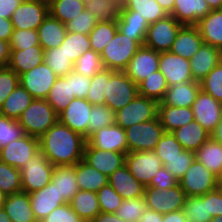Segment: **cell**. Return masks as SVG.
<instances>
[{
	"instance_id": "cell-39",
	"label": "cell",
	"mask_w": 222,
	"mask_h": 222,
	"mask_svg": "<svg viewBox=\"0 0 222 222\" xmlns=\"http://www.w3.org/2000/svg\"><path fill=\"white\" fill-rule=\"evenodd\" d=\"M121 2V7L136 11V14L144 17L149 25L169 15L155 0H121Z\"/></svg>"
},
{
	"instance_id": "cell-79",
	"label": "cell",
	"mask_w": 222,
	"mask_h": 222,
	"mask_svg": "<svg viewBox=\"0 0 222 222\" xmlns=\"http://www.w3.org/2000/svg\"><path fill=\"white\" fill-rule=\"evenodd\" d=\"M217 189L219 190V192H220L221 195H222V186H218Z\"/></svg>"
},
{
	"instance_id": "cell-49",
	"label": "cell",
	"mask_w": 222,
	"mask_h": 222,
	"mask_svg": "<svg viewBox=\"0 0 222 222\" xmlns=\"http://www.w3.org/2000/svg\"><path fill=\"white\" fill-rule=\"evenodd\" d=\"M103 69L104 66L100 54L92 49L86 51L74 63V71L90 79Z\"/></svg>"
},
{
	"instance_id": "cell-54",
	"label": "cell",
	"mask_w": 222,
	"mask_h": 222,
	"mask_svg": "<svg viewBox=\"0 0 222 222\" xmlns=\"http://www.w3.org/2000/svg\"><path fill=\"white\" fill-rule=\"evenodd\" d=\"M24 128L12 118L0 114V150L10 142L26 136Z\"/></svg>"
},
{
	"instance_id": "cell-43",
	"label": "cell",
	"mask_w": 222,
	"mask_h": 222,
	"mask_svg": "<svg viewBox=\"0 0 222 222\" xmlns=\"http://www.w3.org/2000/svg\"><path fill=\"white\" fill-rule=\"evenodd\" d=\"M117 30L116 22H97L89 33L91 49L101 54L106 45L113 39Z\"/></svg>"
},
{
	"instance_id": "cell-25",
	"label": "cell",
	"mask_w": 222,
	"mask_h": 222,
	"mask_svg": "<svg viewBox=\"0 0 222 222\" xmlns=\"http://www.w3.org/2000/svg\"><path fill=\"white\" fill-rule=\"evenodd\" d=\"M210 11L205 0H175L170 15L182 25L196 26Z\"/></svg>"
},
{
	"instance_id": "cell-22",
	"label": "cell",
	"mask_w": 222,
	"mask_h": 222,
	"mask_svg": "<svg viewBox=\"0 0 222 222\" xmlns=\"http://www.w3.org/2000/svg\"><path fill=\"white\" fill-rule=\"evenodd\" d=\"M189 61L194 81L200 82L222 61V50L203 43Z\"/></svg>"
},
{
	"instance_id": "cell-40",
	"label": "cell",
	"mask_w": 222,
	"mask_h": 222,
	"mask_svg": "<svg viewBox=\"0 0 222 222\" xmlns=\"http://www.w3.org/2000/svg\"><path fill=\"white\" fill-rule=\"evenodd\" d=\"M121 0H85V10L97 17L98 22H117Z\"/></svg>"
},
{
	"instance_id": "cell-57",
	"label": "cell",
	"mask_w": 222,
	"mask_h": 222,
	"mask_svg": "<svg viewBox=\"0 0 222 222\" xmlns=\"http://www.w3.org/2000/svg\"><path fill=\"white\" fill-rule=\"evenodd\" d=\"M96 194L100 210L104 213H115L123 200L110 184L103 186Z\"/></svg>"
},
{
	"instance_id": "cell-62",
	"label": "cell",
	"mask_w": 222,
	"mask_h": 222,
	"mask_svg": "<svg viewBox=\"0 0 222 222\" xmlns=\"http://www.w3.org/2000/svg\"><path fill=\"white\" fill-rule=\"evenodd\" d=\"M40 222H84L71 208L69 203H64L55 208L49 215Z\"/></svg>"
},
{
	"instance_id": "cell-24",
	"label": "cell",
	"mask_w": 222,
	"mask_h": 222,
	"mask_svg": "<svg viewBox=\"0 0 222 222\" xmlns=\"http://www.w3.org/2000/svg\"><path fill=\"white\" fill-rule=\"evenodd\" d=\"M116 23L119 32L127 37L133 38L140 46H143L149 27L144 17L137 15L136 11L121 7Z\"/></svg>"
},
{
	"instance_id": "cell-10",
	"label": "cell",
	"mask_w": 222,
	"mask_h": 222,
	"mask_svg": "<svg viewBox=\"0 0 222 222\" xmlns=\"http://www.w3.org/2000/svg\"><path fill=\"white\" fill-rule=\"evenodd\" d=\"M179 184L187 197L201 196L218 187V178L195 159L179 181Z\"/></svg>"
},
{
	"instance_id": "cell-28",
	"label": "cell",
	"mask_w": 222,
	"mask_h": 222,
	"mask_svg": "<svg viewBox=\"0 0 222 222\" xmlns=\"http://www.w3.org/2000/svg\"><path fill=\"white\" fill-rule=\"evenodd\" d=\"M3 209L12 222H38L31 208L29 194L24 191L7 195Z\"/></svg>"
},
{
	"instance_id": "cell-34",
	"label": "cell",
	"mask_w": 222,
	"mask_h": 222,
	"mask_svg": "<svg viewBox=\"0 0 222 222\" xmlns=\"http://www.w3.org/2000/svg\"><path fill=\"white\" fill-rule=\"evenodd\" d=\"M157 117L165 132H173L194 120L191 107H173L169 105H158Z\"/></svg>"
},
{
	"instance_id": "cell-21",
	"label": "cell",
	"mask_w": 222,
	"mask_h": 222,
	"mask_svg": "<svg viewBox=\"0 0 222 222\" xmlns=\"http://www.w3.org/2000/svg\"><path fill=\"white\" fill-rule=\"evenodd\" d=\"M29 197L32 211L38 222L65 203L62 197H59L52 181L42 189L30 193Z\"/></svg>"
},
{
	"instance_id": "cell-48",
	"label": "cell",
	"mask_w": 222,
	"mask_h": 222,
	"mask_svg": "<svg viewBox=\"0 0 222 222\" xmlns=\"http://www.w3.org/2000/svg\"><path fill=\"white\" fill-rule=\"evenodd\" d=\"M0 188L6 195L22 191L21 171L0 161Z\"/></svg>"
},
{
	"instance_id": "cell-51",
	"label": "cell",
	"mask_w": 222,
	"mask_h": 222,
	"mask_svg": "<svg viewBox=\"0 0 222 222\" xmlns=\"http://www.w3.org/2000/svg\"><path fill=\"white\" fill-rule=\"evenodd\" d=\"M146 209L144 197L123 199L115 214L126 222H138Z\"/></svg>"
},
{
	"instance_id": "cell-78",
	"label": "cell",
	"mask_w": 222,
	"mask_h": 222,
	"mask_svg": "<svg viewBox=\"0 0 222 222\" xmlns=\"http://www.w3.org/2000/svg\"><path fill=\"white\" fill-rule=\"evenodd\" d=\"M217 178H218V186H222V172Z\"/></svg>"
},
{
	"instance_id": "cell-12",
	"label": "cell",
	"mask_w": 222,
	"mask_h": 222,
	"mask_svg": "<svg viewBox=\"0 0 222 222\" xmlns=\"http://www.w3.org/2000/svg\"><path fill=\"white\" fill-rule=\"evenodd\" d=\"M53 70L43 62L19 76V83L34 99H46L49 91L57 80Z\"/></svg>"
},
{
	"instance_id": "cell-15",
	"label": "cell",
	"mask_w": 222,
	"mask_h": 222,
	"mask_svg": "<svg viewBox=\"0 0 222 222\" xmlns=\"http://www.w3.org/2000/svg\"><path fill=\"white\" fill-rule=\"evenodd\" d=\"M159 71L164 75L168 87L194 81L189 59L170 51L159 53Z\"/></svg>"
},
{
	"instance_id": "cell-30",
	"label": "cell",
	"mask_w": 222,
	"mask_h": 222,
	"mask_svg": "<svg viewBox=\"0 0 222 222\" xmlns=\"http://www.w3.org/2000/svg\"><path fill=\"white\" fill-rule=\"evenodd\" d=\"M183 149L196 152L211 134L195 119L172 132Z\"/></svg>"
},
{
	"instance_id": "cell-47",
	"label": "cell",
	"mask_w": 222,
	"mask_h": 222,
	"mask_svg": "<svg viewBox=\"0 0 222 222\" xmlns=\"http://www.w3.org/2000/svg\"><path fill=\"white\" fill-rule=\"evenodd\" d=\"M44 62L59 77L66 76L74 70V63L60 47L44 51Z\"/></svg>"
},
{
	"instance_id": "cell-73",
	"label": "cell",
	"mask_w": 222,
	"mask_h": 222,
	"mask_svg": "<svg viewBox=\"0 0 222 222\" xmlns=\"http://www.w3.org/2000/svg\"><path fill=\"white\" fill-rule=\"evenodd\" d=\"M210 10L221 9L222 0H205Z\"/></svg>"
},
{
	"instance_id": "cell-53",
	"label": "cell",
	"mask_w": 222,
	"mask_h": 222,
	"mask_svg": "<svg viewBox=\"0 0 222 222\" xmlns=\"http://www.w3.org/2000/svg\"><path fill=\"white\" fill-rule=\"evenodd\" d=\"M183 150L182 145L176 140L172 132H164L156 144V147L153 149L155 154L160 158L162 164L168 159L179 156V153Z\"/></svg>"
},
{
	"instance_id": "cell-65",
	"label": "cell",
	"mask_w": 222,
	"mask_h": 222,
	"mask_svg": "<svg viewBox=\"0 0 222 222\" xmlns=\"http://www.w3.org/2000/svg\"><path fill=\"white\" fill-rule=\"evenodd\" d=\"M23 0H0V17L11 19Z\"/></svg>"
},
{
	"instance_id": "cell-1",
	"label": "cell",
	"mask_w": 222,
	"mask_h": 222,
	"mask_svg": "<svg viewBox=\"0 0 222 222\" xmlns=\"http://www.w3.org/2000/svg\"><path fill=\"white\" fill-rule=\"evenodd\" d=\"M85 144V137L59 121L39 137L40 151L54 166L81 161Z\"/></svg>"
},
{
	"instance_id": "cell-26",
	"label": "cell",
	"mask_w": 222,
	"mask_h": 222,
	"mask_svg": "<svg viewBox=\"0 0 222 222\" xmlns=\"http://www.w3.org/2000/svg\"><path fill=\"white\" fill-rule=\"evenodd\" d=\"M203 43L197 26L183 25L172 44L170 52L190 60Z\"/></svg>"
},
{
	"instance_id": "cell-37",
	"label": "cell",
	"mask_w": 222,
	"mask_h": 222,
	"mask_svg": "<svg viewBox=\"0 0 222 222\" xmlns=\"http://www.w3.org/2000/svg\"><path fill=\"white\" fill-rule=\"evenodd\" d=\"M69 204L84 222L93 221L101 212L95 192L79 190Z\"/></svg>"
},
{
	"instance_id": "cell-61",
	"label": "cell",
	"mask_w": 222,
	"mask_h": 222,
	"mask_svg": "<svg viewBox=\"0 0 222 222\" xmlns=\"http://www.w3.org/2000/svg\"><path fill=\"white\" fill-rule=\"evenodd\" d=\"M18 84L19 76L11 68L0 67V108Z\"/></svg>"
},
{
	"instance_id": "cell-66",
	"label": "cell",
	"mask_w": 222,
	"mask_h": 222,
	"mask_svg": "<svg viewBox=\"0 0 222 222\" xmlns=\"http://www.w3.org/2000/svg\"><path fill=\"white\" fill-rule=\"evenodd\" d=\"M13 25L11 19L0 17V39L10 41L13 34Z\"/></svg>"
},
{
	"instance_id": "cell-74",
	"label": "cell",
	"mask_w": 222,
	"mask_h": 222,
	"mask_svg": "<svg viewBox=\"0 0 222 222\" xmlns=\"http://www.w3.org/2000/svg\"><path fill=\"white\" fill-rule=\"evenodd\" d=\"M0 222H12L3 208L0 209Z\"/></svg>"
},
{
	"instance_id": "cell-71",
	"label": "cell",
	"mask_w": 222,
	"mask_h": 222,
	"mask_svg": "<svg viewBox=\"0 0 222 222\" xmlns=\"http://www.w3.org/2000/svg\"><path fill=\"white\" fill-rule=\"evenodd\" d=\"M169 15L174 10L175 0H155Z\"/></svg>"
},
{
	"instance_id": "cell-27",
	"label": "cell",
	"mask_w": 222,
	"mask_h": 222,
	"mask_svg": "<svg viewBox=\"0 0 222 222\" xmlns=\"http://www.w3.org/2000/svg\"><path fill=\"white\" fill-rule=\"evenodd\" d=\"M200 90V82L197 81L170 86L166 90L163 100L158 105L191 107Z\"/></svg>"
},
{
	"instance_id": "cell-17",
	"label": "cell",
	"mask_w": 222,
	"mask_h": 222,
	"mask_svg": "<svg viewBox=\"0 0 222 222\" xmlns=\"http://www.w3.org/2000/svg\"><path fill=\"white\" fill-rule=\"evenodd\" d=\"M49 14V8L36 0H23L13 12L11 22L13 29L37 30Z\"/></svg>"
},
{
	"instance_id": "cell-23",
	"label": "cell",
	"mask_w": 222,
	"mask_h": 222,
	"mask_svg": "<svg viewBox=\"0 0 222 222\" xmlns=\"http://www.w3.org/2000/svg\"><path fill=\"white\" fill-rule=\"evenodd\" d=\"M108 184L123 199H134L144 195L145 186L132 176L126 164L119 167L108 177Z\"/></svg>"
},
{
	"instance_id": "cell-58",
	"label": "cell",
	"mask_w": 222,
	"mask_h": 222,
	"mask_svg": "<svg viewBox=\"0 0 222 222\" xmlns=\"http://www.w3.org/2000/svg\"><path fill=\"white\" fill-rule=\"evenodd\" d=\"M11 50H25L29 47L40 45L37 30L14 29L9 41Z\"/></svg>"
},
{
	"instance_id": "cell-5",
	"label": "cell",
	"mask_w": 222,
	"mask_h": 222,
	"mask_svg": "<svg viewBox=\"0 0 222 222\" xmlns=\"http://www.w3.org/2000/svg\"><path fill=\"white\" fill-rule=\"evenodd\" d=\"M54 167L41 151L36 153L20 168L22 191L30 194L45 187L51 182Z\"/></svg>"
},
{
	"instance_id": "cell-60",
	"label": "cell",
	"mask_w": 222,
	"mask_h": 222,
	"mask_svg": "<svg viewBox=\"0 0 222 222\" xmlns=\"http://www.w3.org/2000/svg\"><path fill=\"white\" fill-rule=\"evenodd\" d=\"M64 77L70 81V96L68 97L70 101L74 98H87L91 81L90 78L83 74H79L74 70Z\"/></svg>"
},
{
	"instance_id": "cell-33",
	"label": "cell",
	"mask_w": 222,
	"mask_h": 222,
	"mask_svg": "<svg viewBox=\"0 0 222 222\" xmlns=\"http://www.w3.org/2000/svg\"><path fill=\"white\" fill-rule=\"evenodd\" d=\"M205 44L222 50V10H211L196 25Z\"/></svg>"
},
{
	"instance_id": "cell-63",
	"label": "cell",
	"mask_w": 222,
	"mask_h": 222,
	"mask_svg": "<svg viewBox=\"0 0 222 222\" xmlns=\"http://www.w3.org/2000/svg\"><path fill=\"white\" fill-rule=\"evenodd\" d=\"M179 181L163 166L154 175L150 184L146 187H155L159 190L169 189L171 187L177 186Z\"/></svg>"
},
{
	"instance_id": "cell-46",
	"label": "cell",
	"mask_w": 222,
	"mask_h": 222,
	"mask_svg": "<svg viewBox=\"0 0 222 222\" xmlns=\"http://www.w3.org/2000/svg\"><path fill=\"white\" fill-rule=\"evenodd\" d=\"M59 47L75 63L81 55L91 50L89 35L67 31L65 39Z\"/></svg>"
},
{
	"instance_id": "cell-77",
	"label": "cell",
	"mask_w": 222,
	"mask_h": 222,
	"mask_svg": "<svg viewBox=\"0 0 222 222\" xmlns=\"http://www.w3.org/2000/svg\"><path fill=\"white\" fill-rule=\"evenodd\" d=\"M210 222H222V216L213 217Z\"/></svg>"
},
{
	"instance_id": "cell-29",
	"label": "cell",
	"mask_w": 222,
	"mask_h": 222,
	"mask_svg": "<svg viewBox=\"0 0 222 222\" xmlns=\"http://www.w3.org/2000/svg\"><path fill=\"white\" fill-rule=\"evenodd\" d=\"M37 32L40 46L44 51H47L62 44L67 33V27L64 23L48 14L38 27Z\"/></svg>"
},
{
	"instance_id": "cell-16",
	"label": "cell",
	"mask_w": 222,
	"mask_h": 222,
	"mask_svg": "<svg viewBox=\"0 0 222 222\" xmlns=\"http://www.w3.org/2000/svg\"><path fill=\"white\" fill-rule=\"evenodd\" d=\"M191 109L194 119L212 134L222 119V103L200 90Z\"/></svg>"
},
{
	"instance_id": "cell-64",
	"label": "cell",
	"mask_w": 222,
	"mask_h": 222,
	"mask_svg": "<svg viewBox=\"0 0 222 222\" xmlns=\"http://www.w3.org/2000/svg\"><path fill=\"white\" fill-rule=\"evenodd\" d=\"M207 208L212 218L222 216V195L217 188L207 192Z\"/></svg>"
},
{
	"instance_id": "cell-38",
	"label": "cell",
	"mask_w": 222,
	"mask_h": 222,
	"mask_svg": "<svg viewBox=\"0 0 222 222\" xmlns=\"http://www.w3.org/2000/svg\"><path fill=\"white\" fill-rule=\"evenodd\" d=\"M33 99L34 98L30 93L19 83L5 99L0 108V114L17 120L24 110L31 104Z\"/></svg>"
},
{
	"instance_id": "cell-8",
	"label": "cell",
	"mask_w": 222,
	"mask_h": 222,
	"mask_svg": "<svg viewBox=\"0 0 222 222\" xmlns=\"http://www.w3.org/2000/svg\"><path fill=\"white\" fill-rule=\"evenodd\" d=\"M182 26L183 25L171 15L150 24L143 46L159 53L170 51Z\"/></svg>"
},
{
	"instance_id": "cell-59",
	"label": "cell",
	"mask_w": 222,
	"mask_h": 222,
	"mask_svg": "<svg viewBox=\"0 0 222 222\" xmlns=\"http://www.w3.org/2000/svg\"><path fill=\"white\" fill-rule=\"evenodd\" d=\"M97 22V17L84 9L82 13L72 18V20L66 24V27L68 32L89 35Z\"/></svg>"
},
{
	"instance_id": "cell-2",
	"label": "cell",
	"mask_w": 222,
	"mask_h": 222,
	"mask_svg": "<svg viewBox=\"0 0 222 222\" xmlns=\"http://www.w3.org/2000/svg\"><path fill=\"white\" fill-rule=\"evenodd\" d=\"M57 121L58 115L46 99H33L17 119V122L24 128L27 135L38 138Z\"/></svg>"
},
{
	"instance_id": "cell-67",
	"label": "cell",
	"mask_w": 222,
	"mask_h": 222,
	"mask_svg": "<svg viewBox=\"0 0 222 222\" xmlns=\"http://www.w3.org/2000/svg\"><path fill=\"white\" fill-rule=\"evenodd\" d=\"M10 44L8 41L0 39V67H7L10 60Z\"/></svg>"
},
{
	"instance_id": "cell-32",
	"label": "cell",
	"mask_w": 222,
	"mask_h": 222,
	"mask_svg": "<svg viewBox=\"0 0 222 222\" xmlns=\"http://www.w3.org/2000/svg\"><path fill=\"white\" fill-rule=\"evenodd\" d=\"M44 62V50L40 45L25 50H11L8 67L18 76Z\"/></svg>"
},
{
	"instance_id": "cell-3",
	"label": "cell",
	"mask_w": 222,
	"mask_h": 222,
	"mask_svg": "<svg viewBox=\"0 0 222 222\" xmlns=\"http://www.w3.org/2000/svg\"><path fill=\"white\" fill-rule=\"evenodd\" d=\"M141 46L131 37L117 30L115 36L100 54L105 69L124 71Z\"/></svg>"
},
{
	"instance_id": "cell-50",
	"label": "cell",
	"mask_w": 222,
	"mask_h": 222,
	"mask_svg": "<svg viewBox=\"0 0 222 222\" xmlns=\"http://www.w3.org/2000/svg\"><path fill=\"white\" fill-rule=\"evenodd\" d=\"M89 137L99 129L115 124V111L107 105H93L89 119Z\"/></svg>"
},
{
	"instance_id": "cell-11",
	"label": "cell",
	"mask_w": 222,
	"mask_h": 222,
	"mask_svg": "<svg viewBox=\"0 0 222 222\" xmlns=\"http://www.w3.org/2000/svg\"><path fill=\"white\" fill-rule=\"evenodd\" d=\"M125 164L132 176L145 187L163 166L154 151L128 152L125 156Z\"/></svg>"
},
{
	"instance_id": "cell-9",
	"label": "cell",
	"mask_w": 222,
	"mask_h": 222,
	"mask_svg": "<svg viewBox=\"0 0 222 222\" xmlns=\"http://www.w3.org/2000/svg\"><path fill=\"white\" fill-rule=\"evenodd\" d=\"M143 197L148 209L166 214L182 210L187 195L180 184H178L177 186L162 190L155 187H145Z\"/></svg>"
},
{
	"instance_id": "cell-31",
	"label": "cell",
	"mask_w": 222,
	"mask_h": 222,
	"mask_svg": "<svg viewBox=\"0 0 222 222\" xmlns=\"http://www.w3.org/2000/svg\"><path fill=\"white\" fill-rule=\"evenodd\" d=\"M51 181L55 184L59 197L69 203L79 191L75 165H57L53 169Z\"/></svg>"
},
{
	"instance_id": "cell-14",
	"label": "cell",
	"mask_w": 222,
	"mask_h": 222,
	"mask_svg": "<svg viewBox=\"0 0 222 222\" xmlns=\"http://www.w3.org/2000/svg\"><path fill=\"white\" fill-rule=\"evenodd\" d=\"M92 104L87 99L74 98L67 108L58 115V121L73 131L89 138V119Z\"/></svg>"
},
{
	"instance_id": "cell-4",
	"label": "cell",
	"mask_w": 222,
	"mask_h": 222,
	"mask_svg": "<svg viewBox=\"0 0 222 222\" xmlns=\"http://www.w3.org/2000/svg\"><path fill=\"white\" fill-rule=\"evenodd\" d=\"M138 95V85L124 71L109 70L105 102L111 110L124 108Z\"/></svg>"
},
{
	"instance_id": "cell-7",
	"label": "cell",
	"mask_w": 222,
	"mask_h": 222,
	"mask_svg": "<svg viewBox=\"0 0 222 222\" xmlns=\"http://www.w3.org/2000/svg\"><path fill=\"white\" fill-rule=\"evenodd\" d=\"M164 132L158 117L126 128L128 152L153 151Z\"/></svg>"
},
{
	"instance_id": "cell-42",
	"label": "cell",
	"mask_w": 222,
	"mask_h": 222,
	"mask_svg": "<svg viewBox=\"0 0 222 222\" xmlns=\"http://www.w3.org/2000/svg\"><path fill=\"white\" fill-rule=\"evenodd\" d=\"M70 81L64 76L58 77L52 85L46 101L52 106L55 113L59 115L69 105Z\"/></svg>"
},
{
	"instance_id": "cell-70",
	"label": "cell",
	"mask_w": 222,
	"mask_h": 222,
	"mask_svg": "<svg viewBox=\"0 0 222 222\" xmlns=\"http://www.w3.org/2000/svg\"><path fill=\"white\" fill-rule=\"evenodd\" d=\"M92 222H126L119 218L115 213L100 212Z\"/></svg>"
},
{
	"instance_id": "cell-36",
	"label": "cell",
	"mask_w": 222,
	"mask_h": 222,
	"mask_svg": "<svg viewBox=\"0 0 222 222\" xmlns=\"http://www.w3.org/2000/svg\"><path fill=\"white\" fill-rule=\"evenodd\" d=\"M195 159L218 177L222 172V143L210 137L195 152Z\"/></svg>"
},
{
	"instance_id": "cell-72",
	"label": "cell",
	"mask_w": 222,
	"mask_h": 222,
	"mask_svg": "<svg viewBox=\"0 0 222 222\" xmlns=\"http://www.w3.org/2000/svg\"><path fill=\"white\" fill-rule=\"evenodd\" d=\"M211 137L219 143H222V119L220 120L214 132L211 134Z\"/></svg>"
},
{
	"instance_id": "cell-41",
	"label": "cell",
	"mask_w": 222,
	"mask_h": 222,
	"mask_svg": "<svg viewBox=\"0 0 222 222\" xmlns=\"http://www.w3.org/2000/svg\"><path fill=\"white\" fill-rule=\"evenodd\" d=\"M167 89L168 85L164 75L157 70L138 84V95L159 103L163 100Z\"/></svg>"
},
{
	"instance_id": "cell-20",
	"label": "cell",
	"mask_w": 222,
	"mask_h": 222,
	"mask_svg": "<svg viewBox=\"0 0 222 222\" xmlns=\"http://www.w3.org/2000/svg\"><path fill=\"white\" fill-rule=\"evenodd\" d=\"M125 156L124 153L94 148L86 141L83 160L109 177L115 170L125 164Z\"/></svg>"
},
{
	"instance_id": "cell-19",
	"label": "cell",
	"mask_w": 222,
	"mask_h": 222,
	"mask_svg": "<svg viewBox=\"0 0 222 222\" xmlns=\"http://www.w3.org/2000/svg\"><path fill=\"white\" fill-rule=\"evenodd\" d=\"M86 141L94 148L124 154L128 153L125 129L116 124L99 129Z\"/></svg>"
},
{
	"instance_id": "cell-52",
	"label": "cell",
	"mask_w": 222,
	"mask_h": 222,
	"mask_svg": "<svg viewBox=\"0 0 222 222\" xmlns=\"http://www.w3.org/2000/svg\"><path fill=\"white\" fill-rule=\"evenodd\" d=\"M107 82H109V69L104 68L91 78L86 99L92 105H104Z\"/></svg>"
},
{
	"instance_id": "cell-6",
	"label": "cell",
	"mask_w": 222,
	"mask_h": 222,
	"mask_svg": "<svg viewBox=\"0 0 222 222\" xmlns=\"http://www.w3.org/2000/svg\"><path fill=\"white\" fill-rule=\"evenodd\" d=\"M158 115V102L137 95L124 108L115 112V124L123 129L156 119Z\"/></svg>"
},
{
	"instance_id": "cell-56",
	"label": "cell",
	"mask_w": 222,
	"mask_h": 222,
	"mask_svg": "<svg viewBox=\"0 0 222 222\" xmlns=\"http://www.w3.org/2000/svg\"><path fill=\"white\" fill-rule=\"evenodd\" d=\"M194 160L195 152L184 149L179 153V156L166 160L163 167L167 169L177 181H180Z\"/></svg>"
},
{
	"instance_id": "cell-18",
	"label": "cell",
	"mask_w": 222,
	"mask_h": 222,
	"mask_svg": "<svg viewBox=\"0 0 222 222\" xmlns=\"http://www.w3.org/2000/svg\"><path fill=\"white\" fill-rule=\"evenodd\" d=\"M157 70H159V52L141 46L128 63L124 72L138 85Z\"/></svg>"
},
{
	"instance_id": "cell-44",
	"label": "cell",
	"mask_w": 222,
	"mask_h": 222,
	"mask_svg": "<svg viewBox=\"0 0 222 222\" xmlns=\"http://www.w3.org/2000/svg\"><path fill=\"white\" fill-rule=\"evenodd\" d=\"M182 210L189 222H210L212 219V216L208 214L207 193L187 197Z\"/></svg>"
},
{
	"instance_id": "cell-55",
	"label": "cell",
	"mask_w": 222,
	"mask_h": 222,
	"mask_svg": "<svg viewBox=\"0 0 222 222\" xmlns=\"http://www.w3.org/2000/svg\"><path fill=\"white\" fill-rule=\"evenodd\" d=\"M200 88L203 92L222 103V61L200 81Z\"/></svg>"
},
{
	"instance_id": "cell-13",
	"label": "cell",
	"mask_w": 222,
	"mask_h": 222,
	"mask_svg": "<svg viewBox=\"0 0 222 222\" xmlns=\"http://www.w3.org/2000/svg\"><path fill=\"white\" fill-rule=\"evenodd\" d=\"M40 151L39 138L26 135L0 150V161L20 169Z\"/></svg>"
},
{
	"instance_id": "cell-75",
	"label": "cell",
	"mask_w": 222,
	"mask_h": 222,
	"mask_svg": "<svg viewBox=\"0 0 222 222\" xmlns=\"http://www.w3.org/2000/svg\"><path fill=\"white\" fill-rule=\"evenodd\" d=\"M39 3L46 5L48 8H50L55 2H57L58 0H36Z\"/></svg>"
},
{
	"instance_id": "cell-69",
	"label": "cell",
	"mask_w": 222,
	"mask_h": 222,
	"mask_svg": "<svg viewBox=\"0 0 222 222\" xmlns=\"http://www.w3.org/2000/svg\"><path fill=\"white\" fill-rule=\"evenodd\" d=\"M162 222H189L183 210L163 214Z\"/></svg>"
},
{
	"instance_id": "cell-45",
	"label": "cell",
	"mask_w": 222,
	"mask_h": 222,
	"mask_svg": "<svg viewBox=\"0 0 222 222\" xmlns=\"http://www.w3.org/2000/svg\"><path fill=\"white\" fill-rule=\"evenodd\" d=\"M85 0H58L49 8V14L65 25L82 13Z\"/></svg>"
},
{
	"instance_id": "cell-68",
	"label": "cell",
	"mask_w": 222,
	"mask_h": 222,
	"mask_svg": "<svg viewBox=\"0 0 222 222\" xmlns=\"http://www.w3.org/2000/svg\"><path fill=\"white\" fill-rule=\"evenodd\" d=\"M163 214L151 209H146L138 222H162Z\"/></svg>"
},
{
	"instance_id": "cell-35",
	"label": "cell",
	"mask_w": 222,
	"mask_h": 222,
	"mask_svg": "<svg viewBox=\"0 0 222 222\" xmlns=\"http://www.w3.org/2000/svg\"><path fill=\"white\" fill-rule=\"evenodd\" d=\"M75 174L79 190L97 193L108 184V177L91 167L83 159L75 164Z\"/></svg>"
},
{
	"instance_id": "cell-76",
	"label": "cell",
	"mask_w": 222,
	"mask_h": 222,
	"mask_svg": "<svg viewBox=\"0 0 222 222\" xmlns=\"http://www.w3.org/2000/svg\"><path fill=\"white\" fill-rule=\"evenodd\" d=\"M6 196L7 195L0 188V209L3 208V204L5 202Z\"/></svg>"
}]
</instances>
